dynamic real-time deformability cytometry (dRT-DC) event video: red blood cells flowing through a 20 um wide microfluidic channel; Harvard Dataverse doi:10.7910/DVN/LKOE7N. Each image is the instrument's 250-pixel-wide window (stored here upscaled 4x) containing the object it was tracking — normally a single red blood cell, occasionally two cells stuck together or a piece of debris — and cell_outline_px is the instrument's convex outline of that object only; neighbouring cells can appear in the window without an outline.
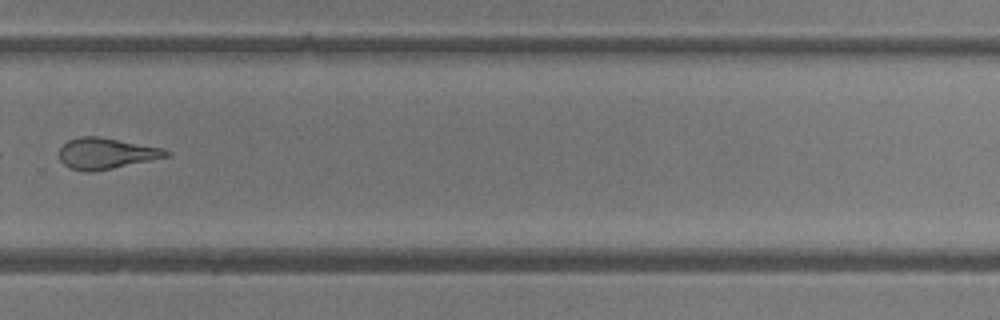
{"species": "common noctule bat (a hibernating species)", "species_latin": "Nyctalus noctula", "temperature_condition": "room temperature", "stored_images_in_passage": 22, "camera_frame_rate_fps": 3000, "um_per_image_px": 0.085, "animal": {"sex": "female"}, "frame": {"image": 1, "passage_image": 18, "time_ms": 5.667, "image_size_px": [1000, 320], "cell_outline_px": [[172, 152], [168, 156], [112, 168], [88, 172], [68, 168], [60, 160], [60, 148], [68, 140], [80, 136], [100, 136], [164, 148]], "centroid_in_image_um": [9.01, 13.02], "position_along_channel_um": 320.8, "area_um2": 19.25}}